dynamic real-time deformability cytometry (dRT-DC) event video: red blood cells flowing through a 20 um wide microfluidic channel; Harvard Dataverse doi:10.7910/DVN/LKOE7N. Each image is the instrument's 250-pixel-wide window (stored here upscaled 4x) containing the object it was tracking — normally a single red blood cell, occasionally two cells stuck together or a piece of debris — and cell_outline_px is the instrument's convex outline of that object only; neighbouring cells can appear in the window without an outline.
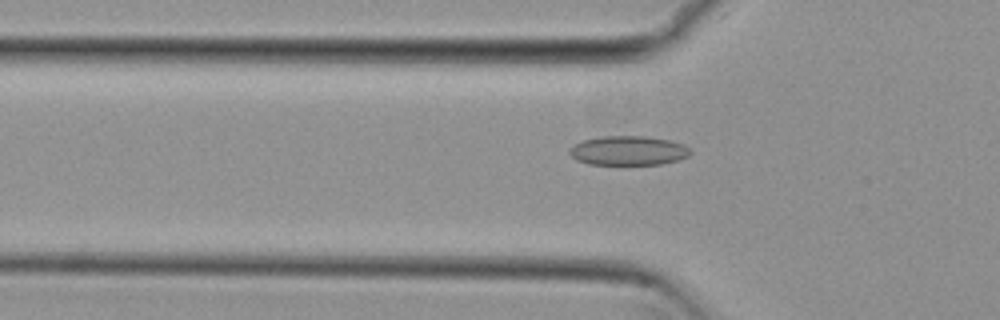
{"species": "common noctule bat (a hibernating species)", "species_latin": "Nyctalus noctula", "temperature_condition": "cold", "stored_images_in_passage": 42, "camera_frame_rate_fps": 3000, "um_per_image_px": 0.085, "animal": {"sex": "female", "body_mass_g": 29.2, "forearm_length_mm": 56.3}, "frame": {"image": 1, "passage_image": 13, "time_ms": 4.0, "image_size_px": [1000, 320], "cell_outline_px": [[692, 152], [688, 156], [680, 160], [660, 164], [588, 164], [576, 160], [568, 152], [576, 144], [584, 140], [604, 136], [644, 136], [668, 140], [684, 144]], "centroid_in_image_um": [53.44, 12.81], "position_along_channel_um": 72.4, "area_um2": 20.46}}
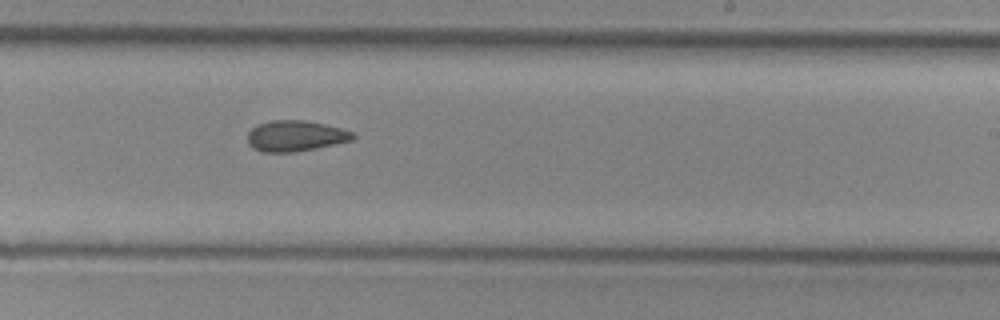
{"frame": {"image": 2, "passage_image": 28, "time_ms": 9.0, "image_size_px": [1000, 320], "cell_outline_px": [[356, 136], [352, 140], [316, 148], [292, 152], [260, 152], [252, 148], [248, 144], [248, 132], [252, 128], [260, 124], [272, 120], [304, 120], [324, 124], [340, 128], [352, 132]], "centroid_in_image_um": [25.09, 11.56], "position_along_channel_um": 263.9, "area_um2": 18.79}}
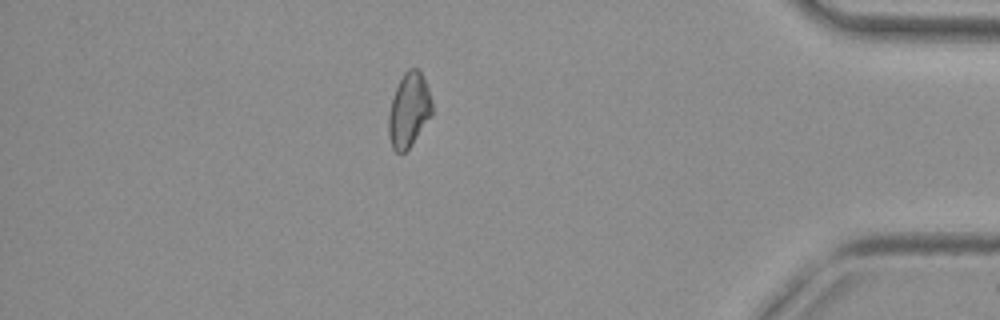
{"frame": {"image": 3, "passage_image": 42, "time_ms": 13.667, "image_size_px": [1000, 320], "cell_outline_px": [[432, 116], [412, 144], [404, 152], [396, 152], [392, 148], [388, 136], [388, 112], [396, 88], [404, 72], [408, 68], [416, 68], [420, 72], [428, 88], [432, 100]], "centroid_in_image_um": [34.75, 9.38], "position_along_channel_um": 400.4, "area_um2": 18.84}, "authors_computed_cell_mechanics": {"area_um2": 19.3052, "velocity_mm_per_s": 3.8213, "shape_relaxation_time_tau1_ms": null, "shape_relaxation_time_tau2_ms": 5.8464, "deformation_change_tau1": null, "deformation_change_tau2": 0.0934}}